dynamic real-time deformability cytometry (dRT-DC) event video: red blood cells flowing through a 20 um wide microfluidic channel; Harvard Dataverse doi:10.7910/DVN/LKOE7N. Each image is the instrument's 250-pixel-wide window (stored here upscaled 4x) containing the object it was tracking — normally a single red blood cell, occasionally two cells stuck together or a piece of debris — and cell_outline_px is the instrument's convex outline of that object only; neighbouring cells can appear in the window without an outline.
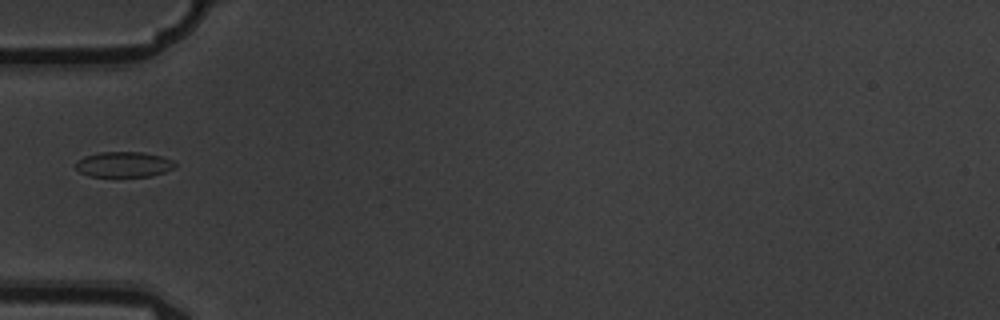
{"species": "common noctule bat (a hibernating species)", "species_latin": "Nyctalus noctula", "temperature_condition": "warm", "stored_images_in_passage": 2, "camera_frame_rate_fps": 3000, "um_per_image_px": 0.085, "animal": {"sex": "male", "body_mass_g": 19.5, "forearm_length_mm": 54.6}, "frame": {"image": 1, "passage_image": 2, "time_ms": 0.333, "image_size_px": [1000, 320], "cell_outline_px": [[176, 164], [172, 168], [164, 172], [152, 176], [88, 176], [80, 172], [76, 168], [76, 160], [84, 156], [100, 152], [144, 152], [160, 156], [172, 160]], "centroid_in_image_um": [10.49, 13.97], "position_along_channel_um": 74.5, "area_um2": 14.62}}